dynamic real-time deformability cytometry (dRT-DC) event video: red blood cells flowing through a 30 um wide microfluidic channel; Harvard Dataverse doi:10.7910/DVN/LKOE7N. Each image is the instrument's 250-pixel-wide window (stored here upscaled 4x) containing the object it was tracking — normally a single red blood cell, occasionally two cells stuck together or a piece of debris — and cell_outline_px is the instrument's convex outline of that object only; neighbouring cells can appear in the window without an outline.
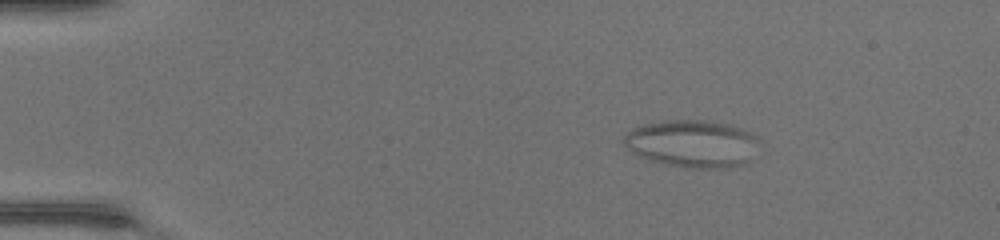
{"species": "common noctule bat (a hibernating species)", "species_latin": "Nyctalus noctula", "temperature_condition": "warm", "stored_images_in_passage": 48, "camera_frame_rate_fps": 3000, "um_per_image_px": 0.085, "animal": {"sex": "female", "body_mass_g": 17.0, "forearm_length_mm": 48.0}, "frame": {"image": 1, "passage_image": 8, "time_ms": 2.333, "image_size_px": [1000, 240], "cell_outline_px": [[756, 140], [744, 164], [728, 168], [688, 168], [664, 164], [640, 156], [632, 152], [620, 140], [632, 128], [644, 124], [660, 120], [712, 120], [744, 128], [756, 136]], "centroid_in_image_um": [58.76, 12.19], "position_along_channel_um": 26.2, "area_um2": 37.17}}
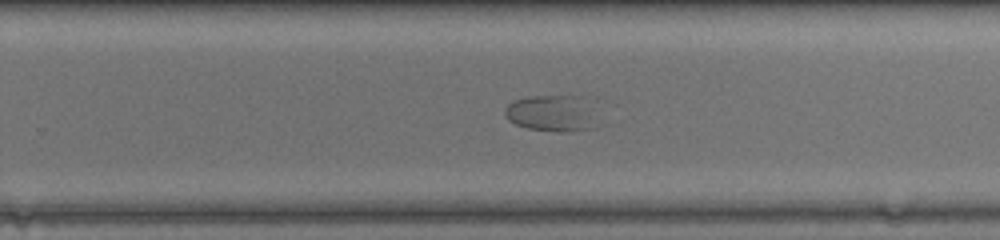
{"frame": {"image": 2, "passage_image": 32, "time_ms": 10.333, "image_size_px": [1000, 240], "cell_outline_px": [[596, 128], [568, 132], [560, 132], [528, 128], [516, 124], [508, 120], [504, 112], [504, 108], [512, 100], [528, 96], [584, 96]], "centroid_in_image_um": [46.82, 9.63], "position_along_channel_um": 283.0, "area_um2": 19.42}}
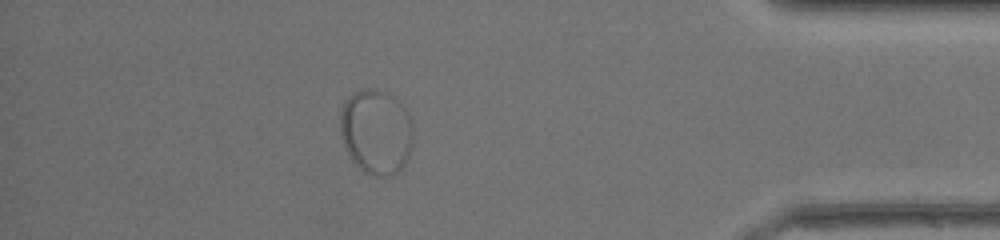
{"frame": {"image": 3, "passage_image": 43, "time_ms": 14.0, "image_size_px": [1000, 240], "cell_outline_px": [[412, 148], [400, 172], [384, 180], [372, 176], [360, 168], [352, 160], [344, 148], [340, 136], [340, 112], [348, 96], [360, 88], [376, 88], [388, 92], [400, 100], [412, 120]], "centroid_in_image_um": [31.98, 11.21], "position_along_channel_um": 403.2, "area_um2": 37.22}}